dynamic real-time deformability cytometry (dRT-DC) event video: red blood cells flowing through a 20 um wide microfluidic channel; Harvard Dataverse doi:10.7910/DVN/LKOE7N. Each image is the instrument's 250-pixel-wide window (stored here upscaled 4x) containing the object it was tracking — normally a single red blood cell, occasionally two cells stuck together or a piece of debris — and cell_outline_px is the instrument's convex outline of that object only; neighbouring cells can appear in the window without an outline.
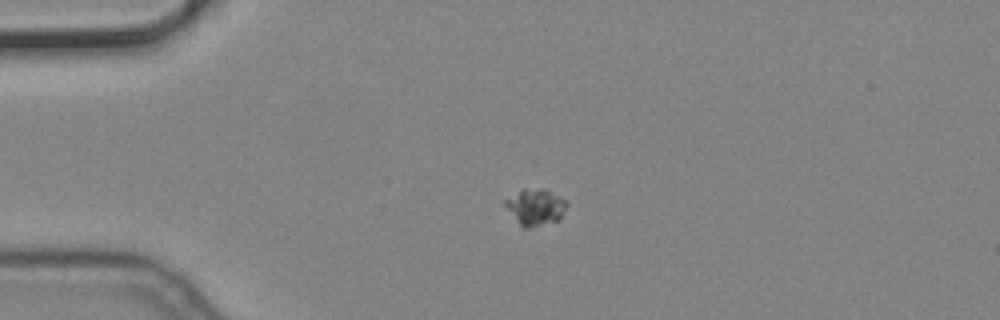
{"species": "common noctule bat (a hibernating species)", "species_latin": "Nyctalus noctula", "temperature_condition": "cold", "stored_images_in_passage": 2, "camera_frame_rate_fps": 3000, "um_per_image_px": 0.085, "animal": {"sex": "male", "body_mass_g": 19.2, "forearm_length_mm": 51.8}, "frame": {"image": 1, "passage_image": 1, "time_ms": 0.0, "image_size_px": [1000, 320], "cell_outline_px": [[568, 204], [560, 220], [528, 228], [524, 228], [516, 220], [504, 204], [504, 200], [524, 188], [544, 188], [564, 200]], "centroid_in_image_um": [45.52, 17.59], "position_along_channel_um": 39.5, "area_um2": 12.89}}